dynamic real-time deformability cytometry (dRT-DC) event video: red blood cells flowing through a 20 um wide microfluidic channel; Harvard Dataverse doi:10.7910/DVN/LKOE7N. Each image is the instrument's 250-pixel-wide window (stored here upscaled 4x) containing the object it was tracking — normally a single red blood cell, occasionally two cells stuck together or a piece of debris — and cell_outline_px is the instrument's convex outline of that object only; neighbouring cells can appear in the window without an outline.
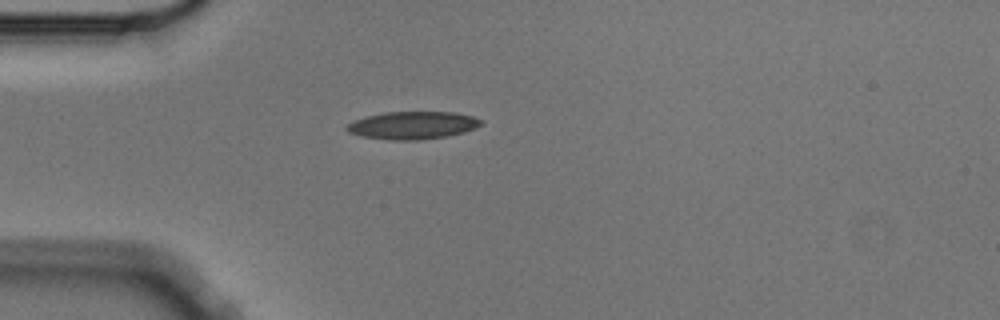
{"species": "Egyptian fruit bat (a non-hibernating species)", "species_latin": "Rousettus aegyptiacus", "temperature_condition": "cold", "stored_images_in_passage": 2, "camera_frame_rate_fps": 3000, "um_per_image_px": 0.085, "animal": {"sex": "male"}, "frame": {"image": 1, "passage_image": 1, "time_ms": 0.0, "image_size_px": [1000, 320], "cell_outline_px": [[484, 120], [476, 128], [464, 132], [448, 136], [420, 140], [388, 140], [360, 136], [348, 132], [344, 128], [352, 120], [364, 116], [384, 112], [456, 112], [472, 116]], "centroid_in_image_um": [35.04, 10.65], "position_along_channel_um": 50.0, "area_um2": 21.96}}